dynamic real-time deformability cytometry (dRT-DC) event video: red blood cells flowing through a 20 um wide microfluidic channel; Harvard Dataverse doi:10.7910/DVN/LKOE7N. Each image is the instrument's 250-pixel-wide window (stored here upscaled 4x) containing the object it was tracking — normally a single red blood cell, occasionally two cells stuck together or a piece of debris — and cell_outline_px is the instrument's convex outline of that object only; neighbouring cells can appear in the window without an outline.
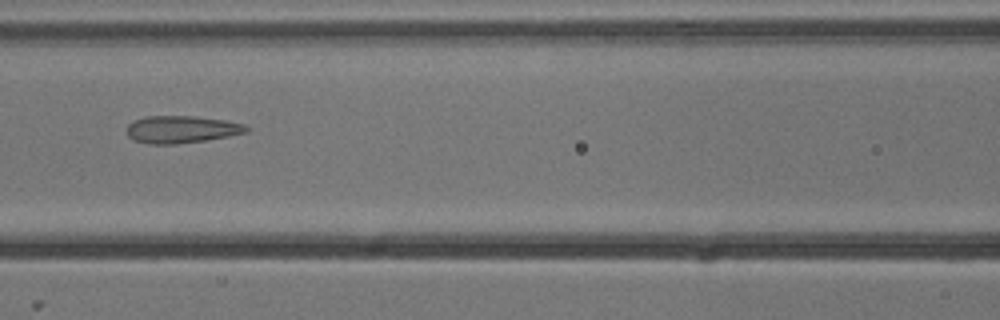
{"species": "common noctule bat (a hibernating species)", "species_latin": "Nyctalus noctula", "temperature_condition": "cold", "stored_images_in_passage": 9, "camera_frame_rate_fps": 3000, "um_per_image_px": 0.085, "animal": {"sex": "male", "body_mass_g": 13.3}, "frame": {"image": 1, "passage_image": 7, "time_ms": 2.0, "image_size_px": [1000, 320], "cell_outline_px": [[248, 132], [228, 136], [204, 140], [176, 144], [148, 144], [132, 140], [128, 136], [124, 128], [128, 124], [144, 116], [196, 116], [224, 120], [244, 124], [248, 128]], "centroid_in_image_um": [15.37, 11.0], "position_along_channel_um": 151.2, "area_um2": 19.13}}
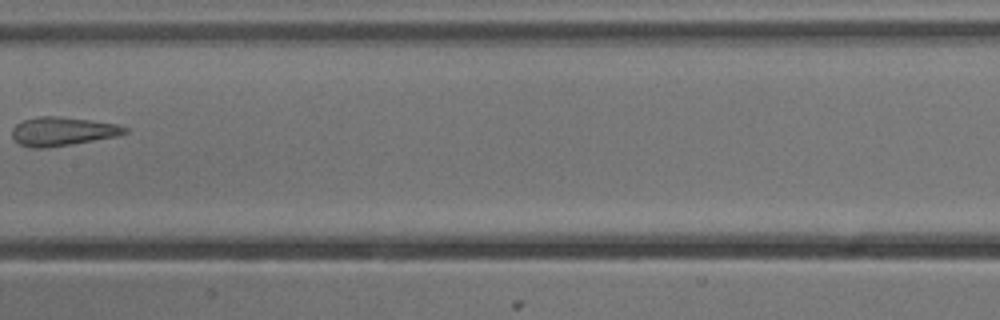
{"frame": {"image": 2, "passage_image": 8, "time_ms": 2.333, "image_size_px": [1000, 320], "cell_outline_px": [[128, 132], [116, 136], [44, 148], [32, 148], [20, 144], [12, 136], [12, 128], [16, 124], [24, 120], [40, 116], [56, 116], [120, 124], [128, 128]], "centroid_in_image_um": [5.31, 11.15], "position_along_channel_um": 202.1, "area_um2": 18.55}}
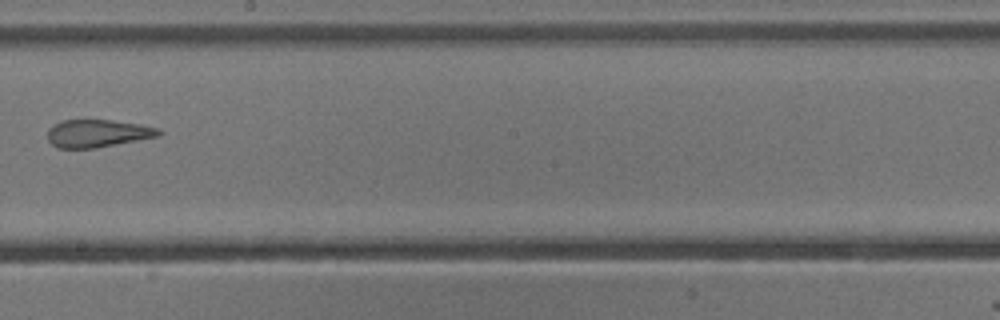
{"frame": {"image": 3, "passage_image": 9, "time_ms": 2.667, "image_size_px": [1000, 320], "cell_outline_px": [[164, 132], [160, 136], [96, 148], [60, 148], [52, 144], [48, 140], [48, 128], [60, 120], [112, 120], [140, 124], [156, 128]], "centroid_in_image_um": [8.3, 11.33], "position_along_channel_um": 239.9, "area_um2": 17.98}}